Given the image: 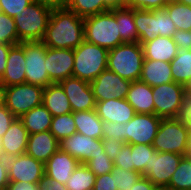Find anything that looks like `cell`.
<instances>
[{
  "label": "cell",
  "instance_id": "33",
  "mask_svg": "<svg viewBox=\"0 0 191 190\" xmlns=\"http://www.w3.org/2000/svg\"><path fill=\"white\" fill-rule=\"evenodd\" d=\"M176 30L191 31V6L180 2H170L164 7Z\"/></svg>",
  "mask_w": 191,
  "mask_h": 190
},
{
  "label": "cell",
  "instance_id": "49",
  "mask_svg": "<svg viewBox=\"0 0 191 190\" xmlns=\"http://www.w3.org/2000/svg\"><path fill=\"white\" fill-rule=\"evenodd\" d=\"M5 190H39V183L9 181Z\"/></svg>",
  "mask_w": 191,
  "mask_h": 190
},
{
  "label": "cell",
  "instance_id": "19",
  "mask_svg": "<svg viewBox=\"0 0 191 190\" xmlns=\"http://www.w3.org/2000/svg\"><path fill=\"white\" fill-rule=\"evenodd\" d=\"M79 164L69 153L58 150L44 164L45 178L65 184Z\"/></svg>",
  "mask_w": 191,
  "mask_h": 190
},
{
  "label": "cell",
  "instance_id": "50",
  "mask_svg": "<svg viewBox=\"0 0 191 190\" xmlns=\"http://www.w3.org/2000/svg\"><path fill=\"white\" fill-rule=\"evenodd\" d=\"M39 190H68L65 184H61L56 180L44 179L39 183Z\"/></svg>",
  "mask_w": 191,
  "mask_h": 190
},
{
  "label": "cell",
  "instance_id": "1",
  "mask_svg": "<svg viewBox=\"0 0 191 190\" xmlns=\"http://www.w3.org/2000/svg\"><path fill=\"white\" fill-rule=\"evenodd\" d=\"M85 40L84 19L62 6H54L41 42L49 48H77Z\"/></svg>",
  "mask_w": 191,
  "mask_h": 190
},
{
  "label": "cell",
  "instance_id": "15",
  "mask_svg": "<svg viewBox=\"0 0 191 190\" xmlns=\"http://www.w3.org/2000/svg\"><path fill=\"white\" fill-rule=\"evenodd\" d=\"M59 150L69 153L80 163H85L91 155L104 152L102 139H94L81 133H74L59 141Z\"/></svg>",
  "mask_w": 191,
  "mask_h": 190
},
{
  "label": "cell",
  "instance_id": "29",
  "mask_svg": "<svg viewBox=\"0 0 191 190\" xmlns=\"http://www.w3.org/2000/svg\"><path fill=\"white\" fill-rule=\"evenodd\" d=\"M134 21L141 45L157 37L156 17L152 10L134 9Z\"/></svg>",
  "mask_w": 191,
  "mask_h": 190
},
{
  "label": "cell",
  "instance_id": "18",
  "mask_svg": "<svg viewBox=\"0 0 191 190\" xmlns=\"http://www.w3.org/2000/svg\"><path fill=\"white\" fill-rule=\"evenodd\" d=\"M28 139L29 133L22 121L16 118L1 137L2 157L7 159L25 154Z\"/></svg>",
  "mask_w": 191,
  "mask_h": 190
},
{
  "label": "cell",
  "instance_id": "48",
  "mask_svg": "<svg viewBox=\"0 0 191 190\" xmlns=\"http://www.w3.org/2000/svg\"><path fill=\"white\" fill-rule=\"evenodd\" d=\"M172 39L178 49L191 50V31L176 30Z\"/></svg>",
  "mask_w": 191,
  "mask_h": 190
},
{
  "label": "cell",
  "instance_id": "17",
  "mask_svg": "<svg viewBox=\"0 0 191 190\" xmlns=\"http://www.w3.org/2000/svg\"><path fill=\"white\" fill-rule=\"evenodd\" d=\"M26 59L23 42L10 47L7 66L1 77L3 87L26 83Z\"/></svg>",
  "mask_w": 191,
  "mask_h": 190
},
{
  "label": "cell",
  "instance_id": "41",
  "mask_svg": "<svg viewBox=\"0 0 191 190\" xmlns=\"http://www.w3.org/2000/svg\"><path fill=\"white\" fill-rule=\"evenodd\" d=\"M35 0H0V12L14 18L18 17L26 7Z\"/></svg>",
  "mask_w": 191,
  "mask_h": 190
},
{
  "label": "cell",
  "instance_id": "53",
  "mask_svg": "<svg viewBox=\"0 0 191 190\" xmlns=\"http://www.w3.org/2000/svg\"><path fill=\"white\" fill-rule=\"evenodd\" d=\"M156 186L145 176H141L139 180L129 190H155Z\"/></svg>",
  "mask_w": 191,
  "mask_h": 190
},
{
  "label": "cell",
  "instance_id": "35",
  "mask_svg": "<svg viewBox=\"0 0 191 190\" xmlns=\"http://www.w3.org/2000/svg\"><path fill=\"white\" fill-rule=\"evenodd\" d=\"M49 131L58 141L76 133L73 112L53 117Z\"/></svg>",
  "mask_w": 191,
  "mask_h": 190
},
{
  "label": "cell",
  "instance_id": "59",
  "mask_svg": "<svg viewBox=\"0 0 191 190\" xmlns=\"http://www.w3.org/2000/svg\"><path fill=\"white\" fill-rule=\"evenodd\" d=\"M187 156H191V131H190V138L188 143V153Z\"/></svg>",
  "mask_w": 191,
  "mask_h": 190
},
{
  "label": "cell",
  "instance_id": "31",
  "mask_svg": "<svg viewBox=\"0 0 191 190\" xmlns=\"http://www.w3.org/2000/svg\"><path fill=\"white\" fill-rule=\"evenodd\" d=\"M96 175L84 164L80 163L65 183L68 190H93Z\"/></svg>",
  "mask_w": 191,
  "mask_h": 190
},
{
  "label": "cell",
  "instance_id": "11",
  "mask_svg": "<svg viewBox=\"0 0 191 190\" xmlns=\"http://www.w3.org/2000/svg\"><path fill=\"white\" fill-rule=\"evenodd\" d=\"M183 156L177 153L155 150L151 155L150 165H146L141 174L156 187H167Z\"/></svg>",
  "mask_w": 191,
  "mask_h": 190
},
{
  "label": "cell",
  "instance_id": "39",
  "mask_svg": "<svg viewBox=\"0 0 191 190\" xmlns=\"http://www.w3.org/2000/svg\"><path fill=\"white\" fill-rule=\"evenodd\" d=\"M156 17V36L171 37L176 32V26L166 12L165 8L153 9Z\"/></svg>",
  "mask_w": 191,
  "mask_h": 190
},
{
  "label": "cell",
  "instance_id": "24",
  "mask_svg": "<svg viewBox=\"0 0 191 190\" xmlns=\"http://www.w3.org/2000/svg\"><path fill=\"white\" fill-rule=\"evenodd\" d=\"M139 80L151 87L174 82L171 64L164 61L144 59Z\"/></svg>",
  "mask_w": 191,
  "mask_h": 190
},
{
  "label": "cell",
  "instance_id": "60",
  "mask_svg": "<svg viewBox=\"0 0 191 190\" xmlns=\"http://www.w3.org/2000/svg\"><path fill=\"white\" fill-rule=\"evenodd\" d=\"M178 2L185 4V5H188V6H191V0H178Z\"/></svg>",
  "mask_w": 191,
  "mask_h": 190
},
{
  "label": "cell",
  "instance_id": "30",
  "mask_svg": "<svg viewBox=\"0 0 191 190\" xmlns=\"http://www.w3.org/2000/svg\"><path fill=\"white\" fill-rule=\"evenodd\" d=\"M170 64L173 81L185 86L191 79V50L178 49Z\"/></svg>",
  "mask_w": 191,
  "mask_h": 190
},
{
  "label": "cell",
  "instance_id": "28",
  "mask_svg": "<svg viewBox=\"0 0 191 190\" xmlns=\"http://www.w3.org/2000/svg\"><path fill=\"white\" fill-rule=\"evenodd\" d=\"M116 22L120 38L124 43H139V35L134 21V9L128 6L116 8Z\"/></svg>",
  "mask_w": 191,
  "mask_h": 190
},
{
  "label": "cell",
  "instance_id": "4",
  "mask_svg": "<svg viewBox=\"0 0 191 190\" xmlns=\"http://www.w3.org/2000/svg\"><path fill=\"white\" fill-rule=\"evenodd\" d=\"M109 50L84 40L73 50L72 77L92 82L107 69Z\"/></svg>",
  "mask_w": 191,
  "mask_h": 190
},
{
  "label": "cell",
  "instance_id": "45",
  "mask_svg": "<svg viewBox=\"0 0 191 190\" xmlns=\"http://www.w3.org/2000/svg\"><path fill=\"white\" fill-rule=\"evenodd\" d=\"M93 190H117L115 186L114 170L111 173L97 176Z\"/></svg>",
  "mask_w": 191,
  "mask_h": 190
},
{
  "label": "cell",
  "instance_id": "63",
  "mask_svg": "<svg viewBox=\"0 0 191 190\" xmlns=\"http://www.w3.org/2000/svg\"><path fill=\"white\" fill-rule=\"evenodd\" d=\"M0 157H2L1 139H0Z\"/></svg>",
  "mask_w": 191,
  "mask_h": 190
},
{
  "label": "cell",
  "instance_id": "23",
  "mask_svg": "<svg viewBox=\"0 0 191 190\" xmlns=\"http://www.w3.org/2000/svg\"><path fill=\"white\" fill-rule=\"evenodd\" d=\"M144 59L171 62L178 54V48L171 37L157 36L142 44Z\"/></svg>",
  "mask_w": 191,
  "mask_h": 190
},
{
  "label": "cell",
  "instance_id": "36",
  "mask_svg": "<svg viewBox=\"0 0 191 190\" xmlns=\"http://www.w3.org/2000/svg\"><path fill=\"white\" fill-rule=\"evenodd\" d=\"M155 151L152 145L137 144L131 145L132 163L134 171L142 173L146 165H150L151 155Z\"/></svg>",
  "mask_w": 191,
  "mask_h": 190
},
{
  "label": "cell",
  "instance_id": "16",
  "mask_svg": "<svg viewBox=\"0 0 191 190\" xmlns=\"http://www.w3.org/2000/svg\"><path fill=\"white\" fill-rule=\"evenodd\" d=\"M46 71L53 83L72 77L74 53L72 49H56L46 47Z\"/></svg>",
  "mask_w": 191,
  "mask_h": 190
},
{
  "label": "cell",
  "instance_id": "21",
  "mask_svg": "<svg viewBox=\"0 0 191 190\" xmlns=\"http://www.w3.org/2000/svg\"><path fill=\"white\" fill-rule=\"evenodd\" d=\"M59 150V141L49 131L29 135L26 154L45 164Z\"/></svg>",
  "mask_w": 191,
  "mask_h": 190
},
{
  "label": "cell",
  "instance_id": "38",
  "mask_svg": "<svg viewBox=\"0 0 191 190\" xmlns=\"http://www.w3.org/2000/svg\"><path fill=\"white\" fill-rule=\"evenodd\" d=\"M84 164L96 175V177L111 173L114 170V162L105 151L103 153L91 155Z\"/></svg>",
  "mask_w": 191,
  "mask_h": 190
},
{
  "label": "cell",
  "instance_id": "10",
  "mask_svg": "<svg viewBox=\"0 0 191 190\" xmlns=\"http://www.w3.org/2000/svg\"><path fill=\"white\" fill-rule=\"evenodd\" d=\"M162 119L155 114L136 113L124 123V143L152 145Z\"/></svg>",
  "mask_w": 191,
  "mask_h": 190
},
{
  "label": "cell",
  "instance_id": "20",
  "mask_svg": "<svg viewBox=\"0 0 191 190\" xmlns=\"http://www.w3.org/2000/svg\"><path fill=\"white\" fill-rule=\"evenodd\" d=\"M95 110L103 122L127 123L136 114L126 99H109L96 102Z\"/></svg>",
  "mask_w": 191,
  "mask_h": 190
},
{
  "label": "cell",
  "instance_id": "14",
  "mask_svg": "<svg viewBox=\"0 0 191 190\" xmlns=\"http://www.w3.org/2000/svg\"><path fill=\"white\" fill-rule=\"evenodd\" d=\"M59 84L68 97L72 112L95 110L96 100L89 82L69 77Z\"/></svg>",
  "mask_w": 191,
  "mask_h": 190
},
{
  "label": "cell",
  "instance_id": "61",
  "mask_svg": "<svg viewBox=\"0 0 191 190\" xmlns=\"http://www.w3.org/2000/svg\"><path fill=\"white\" fill-rule=\"evenodd\" d=\"M155 190H170V189H168L167 187H156Z\"/></svg>",
  "mask_w": 191,
  "mask_h": 190
},
{
  "label": "cell",
  "instance_id": "47",
  "mask_svg": "<svg viewBox=\"0 0 191 190\" xmlns=\"http://www.w3.org/2000/svg\"><path fill=\"white\" fill-rule=\"evenodd\" d=\"M15 119L16 117L10 112L5 104L0 106V139Z\"/></svg>",
  "mask_w": 191,
  "mask_h": 190
},
{
  "label": "cell",
  "instance_id": "46",
  "mask_svg": "<svg viewBox=\"0 0 191 190\" xmlns=\"http://www.w3.org/2000/svg\"><path fill=\"white\" fill-rule=\"evenodd\" d=\"M104 151L109 156V158L114 161L116 156L121 153L122 146L124 142L117 141L116 138H103Z\"/></svg>",
  "mask_w": 191,
  "mask_h": 190
},
{
  "label": "cell",
  "instance_id": "52",
  "mask_svg": "<svg viewBox=\"0 0 191 190\" xmlns=\"http://www.w3.org/2000/svg\"><path fill=\"white\" fill-rule=\"evenodd\" d=\"M11 46V44L0 43V77L3 76L7 66V57Z\"/></svg>",
  "mask_w": 191,
  "mask_h": 190
},
{
  "label": "cell",
  "instance_id": "64",
  "mask_svg": "<svg viewBox=\"0 0 191 190\" xmlns=\"http://www.w3.org/2000/svg\"><path fill=\"white\" fill-rule=\"evenodd\" d=\"M0 88H4V87L2 86L1 77H0Z\"/></svg>",
  "mask_w": 191,
  "mask_h": 190
},
{
  "label": "cell",
  "instance_id": "26",
  "mask_svg": "<svg viewBox=\"0 0 191 190\" xmlns=\"http://www.w3.org/2000/svg\"><path fill=\"white\" fill-rule=\"evenodd\" d=\"M73 116L78 133L94 139H103L104 122L97 115L96 110L73 112Z\"/></svg>",
  "mask_w": 191,
  "mask_h": 190
},
{
  "label": "cell",
  "instance_id": "3",
  "mask_svg": "<svg viewBox=\"0 0 191 190\" xmlns=\"http://www.w3.org/2000/svg\"><path fill=\"white\" fill-rule=\"evenodd\" d=\"M85 40L108 50L124 42L116 22V8L84 18Z\"/></svg>",
  "mask_w": 191,
  "mask_h": 190
},
{
  "label": "cell",
  "instance_id": "22",
  "mask_svg": "<svg viewBox=\"0 0 191 190\" xmlns=\"http://www.w3.org/2000/svg\"><path fill=\"white\" fill-rule=\"evenodd\" d=\"M125 99L136 113L154 114L152 87L145 82L133 81Z\"/></svg>",
  "mask_w": 191,
  "mask_h": 190
},
{
  "label": "cell",
  "instance_id": "42",
  "mask_svg": "<svg viewBox=\"0 0 191 190\" xmlns=\"http://www.w3.org/2000/svg\"><path fill=\"white\" fill-rule=\"evenodd\" d=\"M113 162L114 167L134 171V164L132 163L131 144L125 143L122 146L121 153L116 156Z\"/></svg>",
  "mask_w": 191,
  "mask_h": 190
},
{
  "label": "cell",
  "instance_id": "54",
  "mask_svg": "<svg viewBox=\"0 0 191 190\" xmlns=\"http://www.w3.org/2000/svg\"><path fill=\"white\" fill-rule=\"evenodd\" d=\"M180 118L184 121V124L191 131V103L188 100H186V103L183 106Z\"/></svg>",
  "mask_w": 191,
  "mask_h": 190
},
{
  "label": "cell",
  "instance_id": "55",
  "mask_svg": "<svg viewBox=\"0 0 191 190\" xmlns=\"http://www.w3.org/2000/svg\"><path fill=\"white\" fill-rule=\"evenodd\" d=\"M100 3H106L108 10L127 6V0H100Z\"/></svg>",
  "mask_w": 191,
  "mask_h": 190
},
{
  "label": "cell",
  "instance_id": "44",
  "mask_svg": "<svg viewBox=\"0 0 191 190\" xmlns=\"http://www.w3.org/2000/svg\"><path fill=\"white\" fill-rule=\"evenodd\" d=\"M167 5L165 0H127V6L132 9L153 10L162 9Z\"/></svg>",
  "mask_w": 191,
  "mask_h": 190
},
{
  "label": "cell",
  "instance_id": "12",
  "mask_svg": "<svg viewBox=\"0 0 191 190\" xmlns=\"http://www.w3.org/2000/svg\"><path fill=\"white\" fill-rule=\"evenodd\" d=\"M131 83L106 69L90 82V86L96 102H99L109 99H125Z\"/></svg>",
  "mask_w": 191,
  "mask_h": 190
},
{
  "label": "cell",
  "instance_id": "7",
  "mask_svg": "<svg viewBox=\"0 0 191 190\" xmlns=\"http://www.w3.org/2000/svg\"><path fill=\"white\" fill-rule=\"evenodd\" d=\"M154 114L161 118H179L187 96L185 86L171 82L152 87Z\"/></svg>",
  "mask_w": 191,
  "mask_h": 190
},
{
  "label": "cell",
  "instance_id": "56",
  "mask_svg": "<svg viewBox=\"0 0 191 190\" xmlns=\"http://www.w3.org/2000/svg\"><path fill=\"white\" fill-rule=\"evenodd\" d=\"M48 3L53 6H62L64 4V0H35Z\"/></svg>",
  "mask_w": 191,
  "mask_h": 190
},
{
  "label": "cell",
  "instance_id": "51",
  "mask_svg": "<svg viewBox=\"0 0 191 190\" xmlns=\"http://www.w3.org/2000/svg\"><path fill=\"white\" fill-rule=\"evenodd\" d=\"M9 183L6 158L0 157V190H5Z\"/></svg>",
  "mask_w": 191,
  "mask_h": 190
},
{
  "label": "cell",
  "instance_id": "57",
  "mask_svg": "<svg viewBox=\"0 0 191 190\" xmlns=\"http://www.w3.org/2000/svg\"><path fill=\"white\" fill-rule=\"evenodd\" d=\"M185 93L187 96V100L191 103V79L185 85Z\"/></svg>",
  "mask_w": 191,
  "mask_h": 190
},
{
  "label": "cell",
  "instance_id": "25",
  "mask_svg": "<svg viewBox=\"0 0 191 190\" xmlns=\"http://www.w3.org/2000/svg\"><path fill=\"white\" fill-rule=\"evenodd\" d=\"M42 104L53 117L72 112L68 97L59 83L49 84L43 89Z\"/></svg>",
  "mask_w": 191,
  "mask_h": 190
},
{
  "label": "cell",
  "instance_id": "6",
  "mask_svg": "<svg viewBox=\"0 0 191 190\" xmlns=\"http://www.w3.org/2000/svg\"><path fill=\"white\" fill-rule=\"evenodd\" d=\"M190 130L179 118H164L161 120L158 132L152 143L158 152H171L186 156Z\"/></svg>",
  "mask_w": 191,
  "mask_h": 190
},
{
  "label": "cell",
  "instance_id": "58",
  "mask_svg": "<svg viewBox=\"0 0 191 190\" xmlns=\"http://www.w3.org/2000/svg\"><path fill=\"white\" fill-rule=\"evenodd\" d=\"M4 104V88H0V106Z\"/></svg>",
  "mask_w": 191,
  "mask_h": 190
},
{
  "label": "cell",
  "instance_id": "5",
  "mask_svg": "<svg viewBox=\"0 0 191 190\" xmlns=\"http://www.w3.org/2000/svg\"><path fill=\"white\" fill-rule=\"evenodd\" d=\"M53 8L54 6L48 3L34 1L18 17H14L19 40L41 41Z\"/></svg>",
  "mask_w": 191,
  "mask_h": 190
},
{
  "label": "cell",
  "instance_id": "32",
  "mask_svg": "<svg viewBox=\"0 0 191 190\" xmlns=\"http://www.w3.org/2000/svg\"><path fill=\"white\" fill-rule=\"evenodd\" d=\"M63 6L83 19L108 11L106 3L100 0H64Z\"/></svg>",
  "mask_w": 191,
  "mask_h": 190
},
{
  "label": "cell",
  "instance_id": "40",
  "mask_svg": "<svg viewBox=\"0 0 191 190\" xmlns=\"http://www.w3.org/2000/svg\"><path fill=\"white\" fill-rule=\"evenodd\" d=\"M142 176L141 173L114 167L115 186L117 190H129Z\"/></svg>",
  "mask_w": 191,
  "mask_h": 190
},
{
  "label": "cell",
  "instance_id": "43",
  "mask_svg": "<svg viewBox=\"0 0 191 190\" xmlns=\"http://www.w3.org/2000/svg\"><path fill=\"white\" fill-rule=\"evenodd\" d=\"M103 138L114 137L117 141L124 142V123L104 122L102 126Z\"/></svg>",
  "mask_w": 191,
  "mask_h": 190
},
{
  "label": "cell",
  "instance_id": "13",
  "mask_svg": "<svg viewBox=\"0 0 191 190\" xmlns=\"http://www.w3.org/2000/svg\"><path fill=\"white\" fill-rule=\"evenodd\" d=\"M9 181L40 183L44 177V164L25 154L7 158Z\"/></svg>",
  "mask_w": 191,
  "mask_h": 190
},
{
  "label": "cell",
  "instance_id": "8",
  "mask_svg": "<svg viewBox=\"0 0 191 190\" xmlns=\"http://www.w3.org/2000/svg\"><path fill=\"white\" fill-rule=\"evenodd\" d=\"M43 89L29 83L4 87V104L16 118H20L42 104Z\"/></svg>",
  "mask_w": 191,
  "mask_h": 190
},
{
  "label": "cell",
  "instance_id": "2",
  "mask_svg": "<svg viewBox=\"0 0 191 190\" xmlns=\"http://www.w3.org/2000/svg\"><path fill=\"white\" fill-rule=\"evenodd\" d=\"M144 61L142 45L123 43L108 52L107 69L130 82L140 79Z\"/></svg>",
  "mask_w": 191,
  "mask_h": 190
},
{
  "label": "cell",
  "instance_id": "37",
  "mask_svg": "<svg viewBox=\"0 0 191 190\" xmlns=\"http://www.w3.org/2000/svg\"><path fill=\"white\" fill-rule=\"evenodd\" d=\"M20 42L14 19L0 12V43L16 45Z\"/></svg>",
  "mask_w": 191,
  "mask_h": 190
},
{
  "label": "cell",
  "instance_id": "27",
  "mask_svg": "<svg viewBox=\"0 0 191 190\" xmlns=\"http://www.w3.org/2000/svg\"><path fill=\"white\" fill-rule=\"evenodd\" d=\"M19 119L22 121L29 135H31L50 130L53 116L46 107L41 104L23 114Z\"/></svg>",
  "mask_w": 191,
  "mask_h": 190
},
{
  "label": "cell",
  "instance_id": "34",
  "mask_svg": "<svg viewBox=\"0 0 191 190\" xmlns=\"http://www.w3.org/2000/svg\"><path fill=\"white\" fill-rule=\"evenodd\" d=\"M170 190H191V157L183 156L167 186Z\"/></svg>",
  "mask_w": 191,
  "mask_h": 190
},
{
  "label": "cell",
  "instance_id": "9",
  "mask_svg": "<svg viewBox=\"0 0 191 190\" xmlns=\"http://www.w3.org/2000/svg\"><path fill=\"white\" fill-rule=\"evenodd\" d=\"M26 59V83L43 88L52 84L46 71V46L41 41H23Z\"/></svg>",
  "mask_w": 191,
  "mask_h": 190
},
{
  "label": "cell",
  "instance_id": "62",
  "mask_svg": "<svg viewBox=\"0 0 191 190\" xmlns=\"http://www.w3.org/2000/svg\"><path fill=\"white\" fill-rule=\"evenodd\" d=\"M166 3H170V2H177L178 0H165Z\"/></svg>",
  "mask_w": 191,
  "mask_h": 190
}]
</instances>
